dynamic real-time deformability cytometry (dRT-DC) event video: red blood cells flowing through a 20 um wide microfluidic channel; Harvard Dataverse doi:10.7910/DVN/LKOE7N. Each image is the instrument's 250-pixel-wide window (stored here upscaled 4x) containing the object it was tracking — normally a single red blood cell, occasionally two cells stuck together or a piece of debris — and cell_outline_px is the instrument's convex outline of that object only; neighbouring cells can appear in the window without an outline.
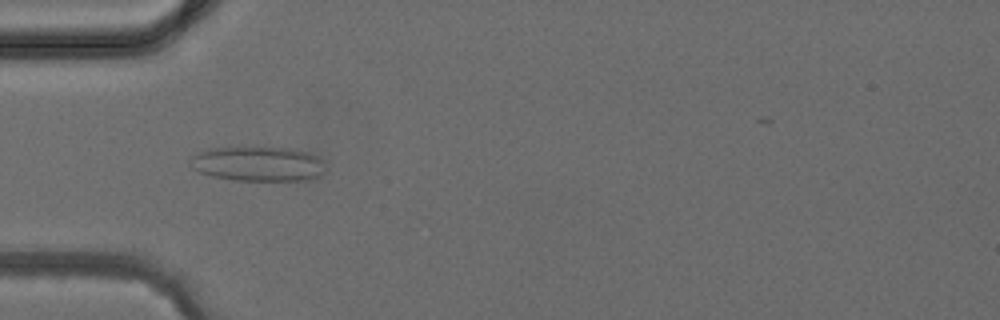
{"species": "common noctule bat (a hibernating species)", "species_latin": "Nyctalus noctula", "temperature_condition": "cold", "stored_images_in_passage": 4, "camera_frame_rate_fps": 3000, "um_per_image_px": 0.085, "animal": {"sex": "female", "body_mass_g": 24.6, "forearm_length_mm": 56.2}, "frame": {"image": 1, "passage_image": 4, "time_ms": 3.667, "image_size_px": [1000, 320], "cell_outline_px": [[328, 168], [320, 176], [304, 180], [232, 180], [212, 176], [200, 172], [192, 168], [188, 164], [188, 160], [192, 156], [208, 148], [288, 148], [308, 152], [320, 156], [324, 160]], "centroid_in_image_um": [21.97, 13.93], "position_along_channel_um": 63.0, "area_um2": 27.57}}